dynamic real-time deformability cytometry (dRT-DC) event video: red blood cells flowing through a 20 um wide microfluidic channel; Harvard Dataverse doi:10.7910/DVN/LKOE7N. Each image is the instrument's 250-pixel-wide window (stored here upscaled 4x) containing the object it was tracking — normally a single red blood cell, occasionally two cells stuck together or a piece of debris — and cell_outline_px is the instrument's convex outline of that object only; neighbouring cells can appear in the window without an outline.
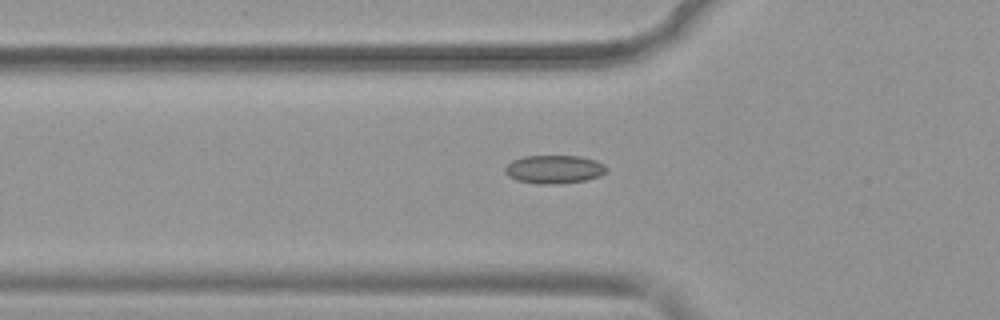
{"species": "common noctule bat (a hibernating species)", "species_latin": "Nyctalus noctula", "temperature_condition": "warm", "stored_images_in_passage": 37, "camera_frame_rate_fps": 3000, "um_per_image_px": 0.085, "animal": {"sex": "female", "body_mass_g": 19.9}, "frame": {"image": 1, "passage_image": 7, "time_ms": 2.0, "image_size_px": [1000, 320], "cell_outline_px": [[608, 168], [600, 176], [584, 180], [556, 184], [540, 184], [516, 180], [508, 176], [504, 172], [504, 168], [512, 160], [524, 156], [580, 156], [596, 160], [604, 164]], "centroid_in_image_um": [47.09, 14.38], "position_along_channel_um": 78.7, "area_um2": 16.76}}
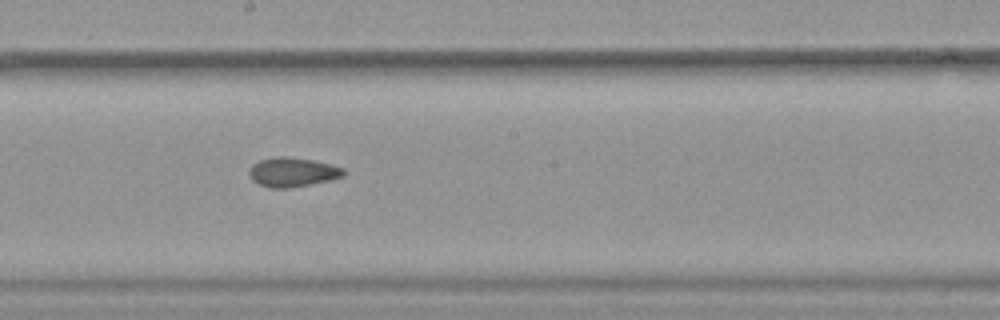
{"frame": {"image": 2, "passage_image": 18, "time_ms": 5.667, "image_size_px": [1000, 320], "cell_outline_px": [[344, 176], [328, 180], [288, 188], [268, 188], [252, 180], [248, 172], [252, 164], [260, 160], [276, 156], [288, 156], [312, 160], [344, 168]], "centroid_in_image_um": [24.82, 14.62], "position_along_channel_um": 223.4, "area_um2": 15.95}}
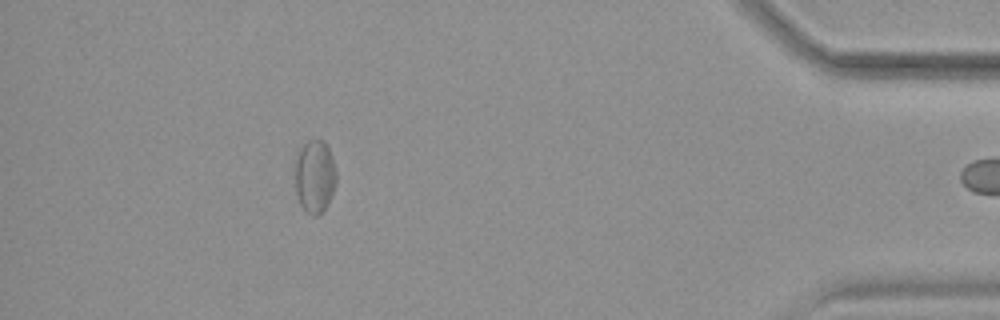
{"frame": {"image": 3, "passage_image": 36, "time_ms": 11.667, "image_size_px": [1000, 320], "cell_outline_px": [[336, 184], [328, 204], [316, 216], [312, 216], [300, 204], [296, 192], [296, 152], [308, 140], [324, 140], [332, 156], [336, 168]], "centroid_in_image_um": [26.77, 14.97], "position_along_channel_um": 408.4, "area_um2": 17.51}}